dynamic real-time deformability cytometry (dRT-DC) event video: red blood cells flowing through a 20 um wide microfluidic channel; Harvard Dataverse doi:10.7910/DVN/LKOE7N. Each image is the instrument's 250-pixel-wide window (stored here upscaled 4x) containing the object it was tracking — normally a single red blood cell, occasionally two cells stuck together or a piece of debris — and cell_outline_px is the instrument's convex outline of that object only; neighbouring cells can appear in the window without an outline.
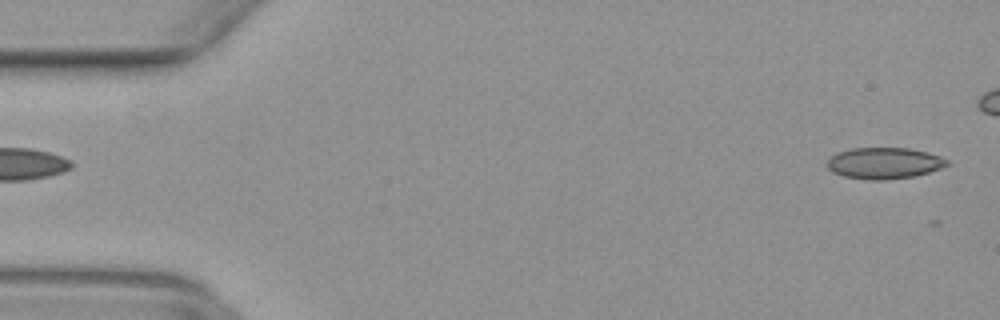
{"species": "common noctule bat (a hibernating species)", "species_latin": "Nyctalus noctula", "temperature_condition": "warm", "stored_images_in_passage": 2, "camera_frame_rate_fps": 3000, "um_per_image_px": 0.085, "animal": {"sex": "female", "body_mass_g": 29.2, "forearm_length_mm": 56.3}, "frame": {"image": 1, "passage_image": 1, "time_ms": 0.0, "image_size_px": [1000, 320], "cell_outline_px": [[948, 164], [940, 168], [916, 176], [884, 180], [872, 180], [844, 176], [832, 172], [828, 168], [828, 160], [836, 152], [852, 148], [908, 148], [928, 152], [940, 156], [948, 160]], "centroid_in_image_um": [75.15, 13.86], "position_along_channel_um": 9.8, "area_um2": 21.79}}